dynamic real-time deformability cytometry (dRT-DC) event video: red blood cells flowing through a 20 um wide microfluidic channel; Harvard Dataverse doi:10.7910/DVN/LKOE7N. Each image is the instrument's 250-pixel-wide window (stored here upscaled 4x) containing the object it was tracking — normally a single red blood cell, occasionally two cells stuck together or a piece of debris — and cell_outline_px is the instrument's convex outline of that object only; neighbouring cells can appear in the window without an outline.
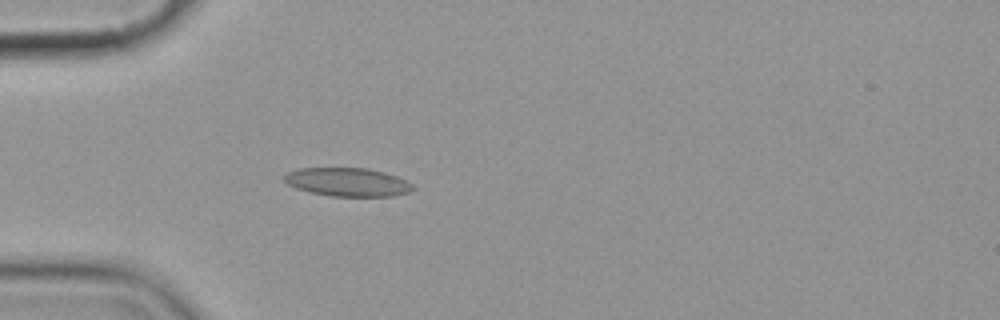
{"species": "common noctule bat (a hibernating species)", "species_latin": "Nyctalus noctula", "temperature_condition": "cold", "stored_images_in_passage": 4, "camera_frame_rate_fps": 3000, "um_per_image_px": 0.085, "animal": {"sex": "female", "body_mass_g": 19.9}, "frame": {"image": 1, "passage_image": 4, "time_ms": 3.333, "image_size_px": [1000, 320], "cell_outline_px": [[416, 188], [412, 192], [392, 196], [332, 196], [308, 192], [296, 188], [288, 184], [284, 180], [284, 176], [288, 172], [300, 168], [368, 168], [384, 172], [396, 176], [412, 184]], "centroid_in_image_um": [29.57, 15.48], "position_along_channel_um": 55.4, "area_um2": 21.39}}